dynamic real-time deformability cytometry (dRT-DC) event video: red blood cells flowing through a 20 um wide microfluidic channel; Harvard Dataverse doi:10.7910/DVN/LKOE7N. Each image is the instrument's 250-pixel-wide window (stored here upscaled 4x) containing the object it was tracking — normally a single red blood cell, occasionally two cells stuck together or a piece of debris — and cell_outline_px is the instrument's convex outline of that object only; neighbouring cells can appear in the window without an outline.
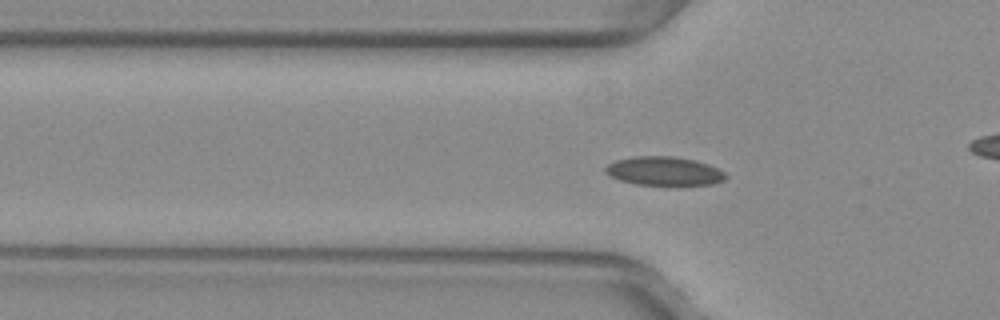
{"species": "common noctule bat (a hibernating species)", "species_latin": "Nyctalus noctula", "temperature_condition": "warm", "stored_images_in_passage": 53, "camera_frame_rate_fps": 3000, "um_per_image_px": 0.085, "animal": {"sex": "female", "body_mass_g": 29.2, "forearm_length_mm": 56.3}, "frame": {"image": 1, "passage_image": 17, "time_ms": 5.333, "image_size_px": [1000, 320], "cell_outline_px": [[728, 176], [724, 180], [712, 184], [636, 184], [620, 180], [604, 172], [604, 168], [608, 164], [616, 160], [636, 156], [676, 156], [696, 160], [708, 164], [724, 172]], "centroid_in_image_um": [56.45, 14.52], "position_along_channel_um": 69.4, "area_um2": 19.94}}
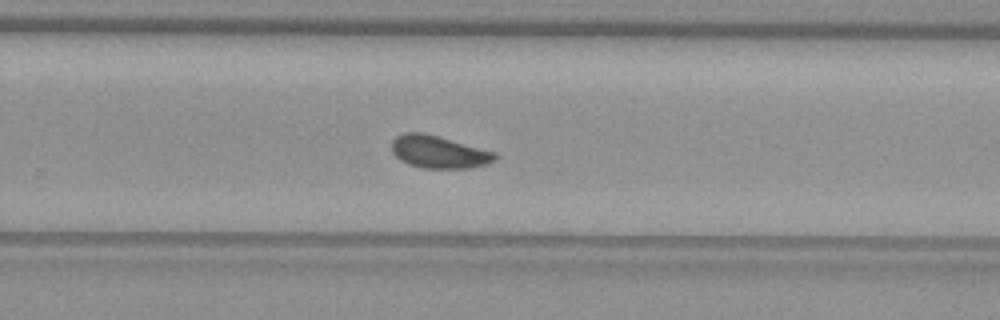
{"frame": {"image": 2, "passage_image": 34, "time_ms": 11.0, "image_size_px": [1000, 320], "cell_outline_px": [[496, 160], [488, 164], [468, 168], [424, 168], [408, 164], [400, 160], [392, 152], [392, 140], [396, 136], [404, 132], [424, 132], [496, 152]], "centroid_in_image_um": [37.29, 12.91], "position_along_channel_um": 292.5, "area_um2": 19.65}}
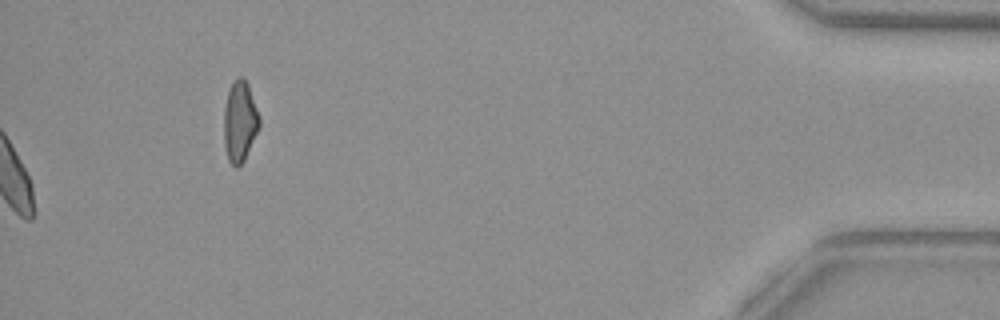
{"frame": {"image": 3, "passage_image": 53, "time_ms": 17.333, "image_size_px": [1000, 320], "cell_outline_px": [[260, 124], [244, 160], [236, 168], [228, 160], [224, 144], [224, 108], [228, 88], [236, 76], [240, 76], [248, 84], [260, 120]], "centroid_in_image_um": [20.35, 10.3], "position_along_channel_um": 414.8, "area_um2": 16.53}, "authors_computed_cell_mechanics": {"area_um2": 19.2474, "velocity_mm_per_s": 3.9495, "shape_relaxation_time_tau1_ms": 5.2806, "shape_relaxation_time_tau2_ms": 1.9181, "deformation_change_tau1": 0.0931, "deformation_change_tau2": 0.0473}}